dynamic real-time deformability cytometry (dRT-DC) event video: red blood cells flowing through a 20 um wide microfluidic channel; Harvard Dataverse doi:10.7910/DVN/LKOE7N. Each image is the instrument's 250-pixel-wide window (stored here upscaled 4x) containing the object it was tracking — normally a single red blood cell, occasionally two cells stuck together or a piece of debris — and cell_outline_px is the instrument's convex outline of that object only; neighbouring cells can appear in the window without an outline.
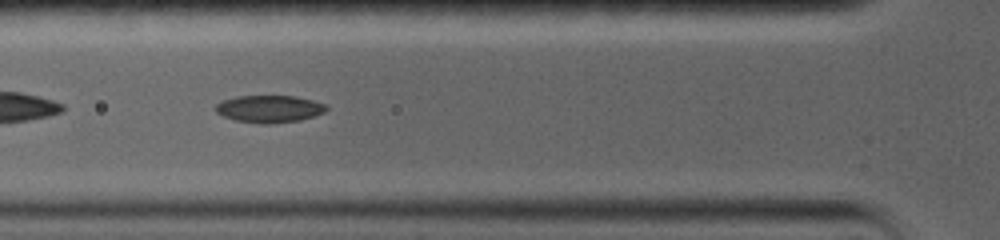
{"species": "common noctule bat (a hibernating species)", "species_latin": "Nyctalus noctula", "temperature_condition": "warm", "stored_images_in_passage": 31, "camera_frame_rate_fps": 5000, "um_per_image_px": 0.085, "animal": {"sex": "female", "body_mass_g": 19.0, "forearm_length_mm": 56.7}, "frame": {"image": 1, "passage_image": 5, "time_ms": 2.2, "image_size_px": [1000, 240], "cell_outline_px": [[328, 108], [324, 112], [300, 120], [268, 124], [264, 124], [236, 120], [224, 116], [216, 112], [212, 108], [216, 104], [224, 100], [236, 96], [296, 96], [328, 104]], "centroid_in_image_um": [22.89, 9.24], "position_along_channel_um": 102.9, "area_um2": 17.57}}
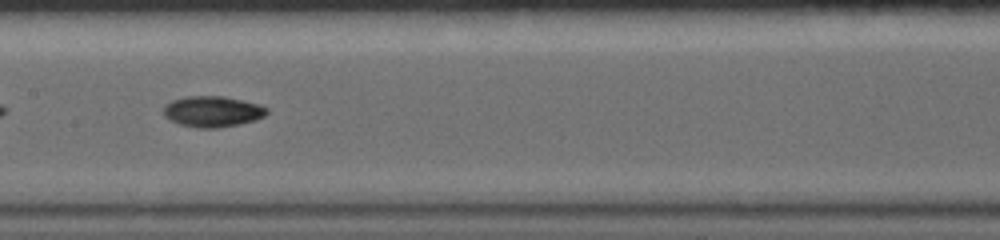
{"frame": {"image": 2, "passage_image": 10, "time_ms": 4.6, "image_size_px": [1000, 240], "cell_outline_px": [[268, 112], [264, 116], [256, 120], [220, 128], [196, 128], [180, 124], [168, 120], [164, 116], [164, 104], [172, 100], [188, 96], [224, 96], [260, 104], [268, 108]], "centroid_in_image_um": [18.06, 9.48], "position_along_channel_um": 189.3, "area_um2": 18.79}}
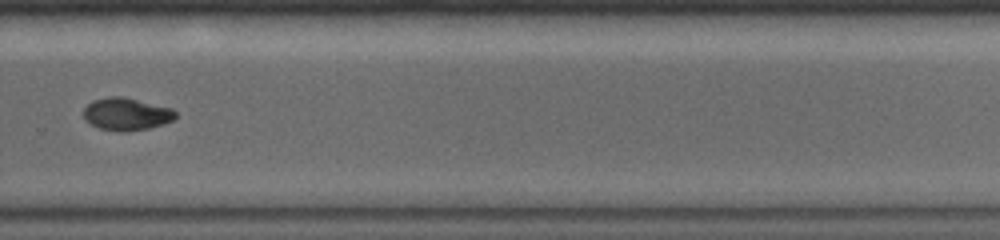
{"frame": {"image": 3, "passage_image": 18, "time_ms": 8.2, "image_size_px": [1000, 240], "cell_outline_px": [[176, 116], [172, 120], [164, 124], [148, 128], [128, 132], [120, 132], [100, 128], [84, 120], [84, 108], [92, 100], [108, 96], [124, 96], [172, 108], [176, 112]], "centroid_in_image_um": [10.74, 9.69], "position_along_channel_um": 319.1, "area_um2": 17.57}, "authors_computed_cell_mechanics": {"area_um2": 17.629, "velocity_mm_per_s": 3.611, "shape_relaxation_time_tau1_ms": null, "shape_relaxation_time_tau2_ms": 5.0805, "deformation_change_tau1": null, "deformation_change_tau2": 0.0459}}